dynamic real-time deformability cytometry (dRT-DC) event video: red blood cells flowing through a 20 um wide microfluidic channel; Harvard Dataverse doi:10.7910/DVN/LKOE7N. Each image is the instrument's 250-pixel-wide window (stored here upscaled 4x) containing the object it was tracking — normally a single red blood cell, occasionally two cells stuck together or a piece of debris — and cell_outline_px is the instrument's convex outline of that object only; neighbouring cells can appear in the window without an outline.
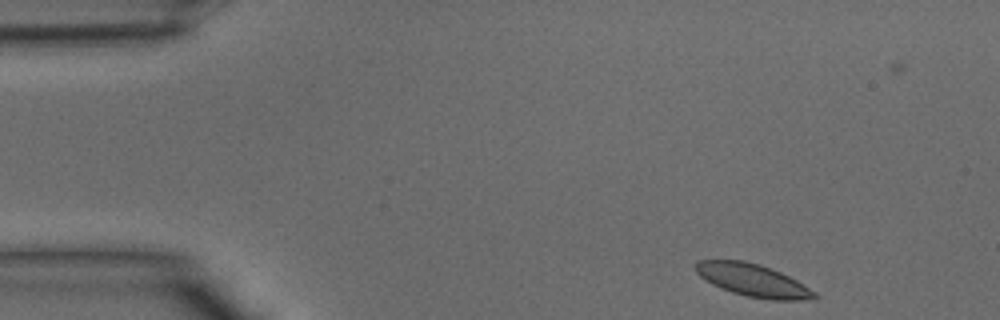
{"species": "common noctule bat (a hibernating species)", "species_latin": "Nyctalus noctula", "temperature_condition": "warm", "stored_images_in_passage": 38, "camera_frame_rate_fps": 3000, "um_per_image_px": 0.085, "animal": {"sex": "male", "body_mass_g": 15.6}, "frame": {"image": 1, "passage_image": 2, "time_ms": 0.333, "image_size_px": [1000, 320], "cell_outline_px": [[820, 296], [800, 300], [772, 300], [748, 296], [732, 292], [720, 288], [704, 280], [692, 268], [692, 264], [696, 260], [744, 260], [760, 264], [780, 272], [796, 280], [816, 292]], "centroid_in_image_um": [63.92, 23.8], "position_along_channel_um": 21.1, "area_um2": 22.66}}
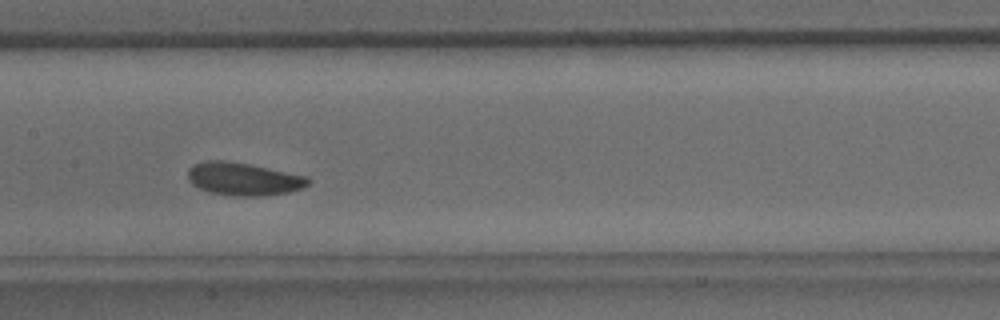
{"frame": {"image": 2, "passage_image": 17, "time_ms": 5.333, "image_size_px": [1000, 320], "cell_outline_px": [[312, 180], [308, 184], [300, 188], [288, 192], [264, 196], [232, 196], [208, 192], [192, 184], [188, 180], [188, 168], [192, 164], [208, 160], [224, 160], [248, 164], [308, 176]], "centroid_in_image_um": [20.67, 15.21], "position_along_channel_um": 186.7, "area_um2": 23.12}}
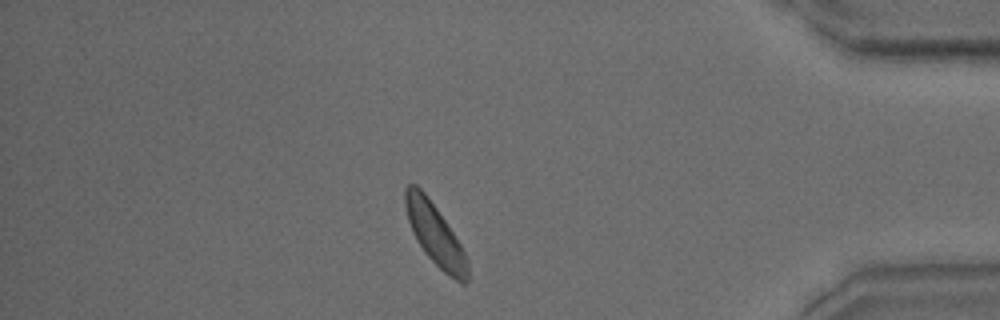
{"frame": {"image": 3, "passage_image": 32, "time_ms": 10.333, "image_size_px": [1000, 320], "cell_outline_px": [[468, 280], [464, 284], [460, 284], [444, 272], [424, 252], [416, 240], [412, 232], [408, 220], [404, 204], [404, 188], [408, 184], [416, 184], [424, 192], [436, 208], [460, 244], [468, 260]], "centroid_in_image_um": [36.96, 19.93], "position_along_channel_um": 398.2, "area_um2": 22.08}}